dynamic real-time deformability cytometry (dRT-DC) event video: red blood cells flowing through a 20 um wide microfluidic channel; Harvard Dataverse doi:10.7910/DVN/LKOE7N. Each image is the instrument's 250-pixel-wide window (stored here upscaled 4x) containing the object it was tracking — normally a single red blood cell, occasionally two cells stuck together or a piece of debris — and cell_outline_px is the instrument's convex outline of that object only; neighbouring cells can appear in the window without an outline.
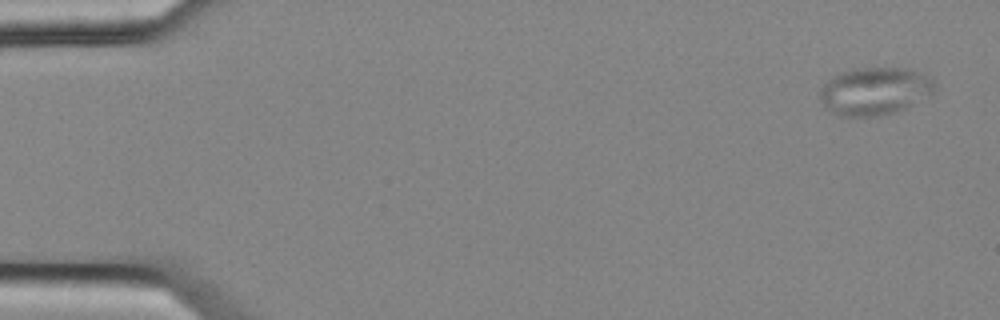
{"species": "common noctule bat (a hibernating species)", "species_latin": "Nyctalus noctula", "temperature_condition": "cold", "stored_images_in_passage": 5, "camera_frame_rate_fps": 3000, "um_per_image_px": 0.085, "animal": {"sex": "female", "body_mass_g": 25.1}, "frame": {"image": 1, "passage_image": 1, "time_ms": 0.0, "image_size_px": [1000, 320], "cell_outline_px": [[932, 92], [904, 108], [892, 112], [876, 116], [840, 116], [832, 112], [820, 100], [820, 88], [832, 76], [840, 72], [856, 68], [908, 68], [932, 76]], "centroid_in_image_um": [74.3, 7.72], "position_along_channel_um": 10.7, "area_um2": 31.39}}